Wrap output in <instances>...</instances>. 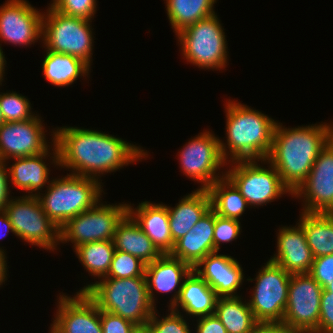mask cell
Returning a JSON list of instances; mask_svg holds the SVG:
<instances>
[{
    "label": "cell",
    "mask_w": 333,
    "mask_h": 333,
    "mask_svg": "<svg viewBox=\"0 0 333 333\" xmlns=\"http://www.w3.org/2000/svg\"><path fill=\"white\" fill-rule=\"evenodd\" d=\"M58 149V166L72 171L69 174L101 178L104 173L116 172L124 166L148 157L140 146L101 131L63 126L54 129Z\"/></svg>",
    "instance_id": "obj_1"
},
{
    "label": "cell",
    "mask_w": 333,
    "mask_h": 333,
    "mask_svg": "<svg viewBox=\"0 0 333 333\" xmlns=\"http://www.w3.org/2000/svg\"><path fill=\"white\" fill-rule=\"evenodd\" d=\"M333 124L321 123L295 128H285L276 123L272 148L267 157L292 192L308 177L320 151L329 142Z\"/></svg>",
    "instance_id": "obj_2"
},
{
    "label": "cell",
    "mask_w": 333,
    "mask_h": 333,
    "mask_svg": "<svg viewBox=\"0 0 333 333\" xmlns=\"http://www.w3.org/2000/svg\"><path fill=\"white\" fill-rule=\"evenodd\" d=\"M225 105L227 145L219 140L224 161L266 160L277 121L235 100Z\"/></svg>",
    "instance_id": "obj_3"
},
{
    "label": "cell",
    "mask_w": 333,
    "mask_h": 333,
    "mask_svg": "<svg viewBox=\"0 0 333 333\" xmlns=\"http://www.w3.org/2000/svg\"><path fill=\"white\" fill-rule=\"evenodd\" d=\"M78 292H85L100 310L118 315L140 329L156 310L148 295L146 277L102 278Z\"/></svg>",
    "instance_id": "obj_4"
},
{
    "label": "cell",
    "mask_w": 333,
    "mask_h": 333,
    "mask_svg": "<svg viewBox=\"0 0 333 333\" xmlns=\"http://www.w3.org/2000/svg\"><path fill=\"white\" fill-rule=\"evenodd\" d=\"M102 182L94 178L67 174L46 186L37 198L45 214L59 228L71 218L94 207L102 200ZM42 195V196H41Z\"/></svg>",
    "instance_id": "obj_5"
},
{
    "label": "cell",
    "mask_w": 333,
    "mask_h": 333,
    "mask_svg": "<svg viewBox=\"0 0 333 333\" xmlns=\"http://www.w3.org/2000/svg\"><path fill=\"white\" fill-rule=\"evenodd\" d=\"M182 56L201 69H225L227 40L217 13L197 21L177 35Z\"/></svg>",
    "instance_id": "obj_6"
},
{
    "label": "cell",
    "mask_w": 333,
    "mask_h": 333,
    "mask_svg": "<svg viewBox=\"0 0 333 333\" xmlns=\"http://www.w3.org/2000/svg\"><path fill=\"white\" fill-rule=\"evenodd\" d=\"M48 7L42 20L44 48L77 57L91 66L94 43L92 20L67 16Z\"/></svg>",
    "instance_id": "obj_7"
},
{
    "label": "cell",
    "mask_w": 333,
    "mask_h": 333,
    "mask_svg": "<svg viewBox=\"0 0 333 333\" xmlns=\"http://www.w3.org/2000/svg\"><path fill=\"white\" fill-rule=\"evenodd\" d=\"M234 161L225 176L235 185L249 206H263L292 192L283 184L275 167L267 160ZM234 165V166H233Z\"/></svg>",
    "instance_id": "obj_8"
},
{
    "label": "cell",
    "mask_w": 333,
    "mask_h": 333,
    "mask_svg": "<svg viewBox=\"0 0 333 333\" xmlns=\"http://www.w3.org/2000/svg\"><path fill=\"white\" fill-rule=\"evenodd\" d=\"M5 212L18 238L49 251L60 244V229L45 214L37 196L11 199Z\"/></svg>",
    "instance_id": "obj_9"
},
{
    "label": "cell",
    "mask_w": 333,
    "mask_h": 333,
    "mask_svg": "<svg viewBox=\"0 0 333 333\" xmlns=\"http://www.w3.org/2000/svg\"><path fill=\"white\" fill-rule=\"evenodd\" d=\"M128 204H103L69 219L60 229V242L73 244L74 249L82 244L113 240L117 224L127 214Z\"/></svg>",
    "instance_id": "obj_10"
},
{
    "label": "cell",
    "mask_w": 333,
    "mask_h": 333,
    "mask_svg": "<svg viewBox=\"0 0 333 333\" xmlns=\"http://www.w3.org/2000/svg\"><path fill=\"white\" fill-rule=\"evenodd\" d=\"M255 277L248 304L258 322H282L291 273L268 260Z\"/></svg>",
    "instance_id": "obj_11"
},
{
    "label": "cell",
    "mask_w": 333,
    "mask_h": 333,
    "mask_svg": "<svg viewBox=\"0 0 333 333\" xmlns=\"http://www.w3.org/2000/svg\"><path fill=\"white\" fill-rule=\"evenodd\" d=\"M199 134L182 147L178 157L183 174L201 183L198 189L207 190L225 176V172H216L228 164L221 155L220 138L207 130Z\"/></svg>",
    "instance_id": "obj_12"
},
{
    "label": "cell",
    "mask_w": 333,
    "mask_h": 333,
    "mask_svg": "<svg viewBox=\"0 0 333 333\" xmlns=\"http://www.w3.org/2000/svg\"><path fill=\"white\" fill-rule=\"evenodd\" d=\"M323 287L308 273L291 274L283 323L297 332H317Z\"/></svg>",
    "instance_id": "obj_13"
},
{
    "label": "cell",
    "mask_w": 333,
    "mask_h": 333,
    "mask_svg": "<svg viewBox=\"0 0 333 333\" xmlns=\"http://www.w3.org/2000/svg\"><path fill=\"white\" fill-rule=\"evenodd\" d=\"M292 197L304 198L303 212L333 214V146L329 142Z\"/></svg>",
    "instance_id": "obj_14"
},
{
    "label": "cell",
    "mask_w": 333,
    "mask_h": 333,
    "mask_svg": "<svg viewBox=\"0 0 333 333\" xmlns=\"http://www.w3.org/2000/svg\"><path fill=\"white\" fill-rule=\"evenodd\" d=\"M42 20L43 14L28 1L7 0L0 6V40L16 46L31 45L42 39Z\"/></svg>",
    "instance_id": "obj_15"
},
{
    "label": "cell",
    "mask_w": 333,
    "mask_h": 333,
    "mask_svg": "<svg viewBox=\"0 0 333 333\" xmlns=\"http://www.w3.org/2000/svg\"><path fill=\"white\" fill-rule=\"evenodd\" d=\"M39 115L19 122H4L0 126V160L22 158L45 152L53 143L47 142ZM51 143V145L47 144Z\"/></svg>",
    "instance_id": "obj_16"
},
{
    "label": "cell",
    "mask_w": 333,
    "mask_h": 333,
    "mask_svg": "<svg viewBox=\"0 0 333 333\" xmlns=\"http://www.w3.org/2000/svg\"><path fill=\"white\" fill-rule=\"evenodd\" d=\"M58 299L49 333H103L100 309L85 292L73 297L62 294Z\"/></svg>",
    "instance_id": "obj_17"
},
{
    "label": "cell",
    "mask_w": 333,
    "mask_h": 333,
    "mask_svg": "<svg viewBox=\"0 0 333 333\" xmlns=\"http://www.w3.org/2000/svg\"><path fill=\"white\" fill-rule=\"evenodd\" d=\"M193 271L215 291L218 298L238 296L237 290L245 279L237 259L218 254V251L208 254L193 267Z\"/></svg>",
    "instance_id": "obj_18"
},
{
    "label": "cell",
    "mask_w": 333,
    "mask_h": 333,
    "mask_svg": "<svg viewBox=\"0 0 333 333\" xmlns=\"http://www.w3.org/2000/svg\"><path fill=\"white\" fill-rule=\"evenodd\" d=\"M192 270L188 263L170 254H162L158 259L146 264L145 277L151 303L156 307L153 290L161 294L172 293L175 290L170 299L169 308H171L179 297L184 279Z\"/></svg>",
    "instance_id": "obj_19"
},
{
    "label": "cell",
    "mask_w": 333,
    "mask_h": 333,
    "mask_svg": "<svg viewBox=\"0 0 333 333\" xmlns=\"http://www.w3.org/2000/svg\"><path fill=\"white\" fill-rule=\"evenodd\" d=\"M277 251L270 261L280 265L291 274L309 273L314 256L307 244L303 228L296 226H283L277 234Z\"/></svg>",
    "instance_id": "obj_20"
},
{
    "label": "cell",
    "mask_w": 333,
    "mask_h": 333,
    "mask_svg": "<svg viewBox=\"0 0 333 333\" xmlns=\"http://www.w3.org/2000/svg\"><path fill=\"white\" fill-rule=\"evenodd\" d=\"M51 139L53 146L49 147L45 152H42L38 155L26 156L22 158H14L15 163L13 162L9 169V180L15 188L19 190H24L26 193H29L30 196L38 195V191L42 190L46 183L50 182L49 179V168L47 167L44 160L48 159L50 155V160L52 159V164L58 167V149L54 142V130ZM53 149L50 153V149ZM50 154V155H49ZM49 180V181H48ZM28 191V192H27ZM35 192V193H34ZM37 192V194H36Z\"/></svg>",
    "instance_id": "obj_21"
},
{
    "label": "cell",
    "mask_w": 333,
    "mask_h": 333,
    "mask_svg": "<svg viewBox=\"0 0 333 333\" xmlns=\"http://www.w3.org/2000/svg\"><path fill=\"white\" fill-rule=\"evenodd\" d=\"M127 213L150 238L161 254H170L175 243L169 227L167 205L149 201L139 203L137 208L128 204Z\"/></svg>",
    "instance_id": "obj_22"
},
{
    "label": "cell",
    "mask_w": 333,
    "mask_h": 333,
    "mask_svg": "<svg viewBox=\"0 0 333 333\" xmlns=\"http://www.w3.org/2000/svg\"><path fill=\"white\" fill-rule=\"evenodd\" d=\"M215 212L210 208L206 214L175 242L170 255L188 263L192 268L208 254L214 252Z\"/></svg>",
    "instance_id": "obj_23"
},
{
    "label": "cell",
    "mask_w": 333,
    "mask_h": 333,
    "mask_svg": "<svg viewBox=\"0 0 333 333\" xmlns=\"http://www.w3.org/2000/svg\"><path fill=\"white\" fill-rule=\"evenodd\" d=\"M210 208V196L205 189L192 191L179 200L175 207L167 206L173 242L185 236Z\"/></svg>",
    "instance_id": "obj_24"
},
{
    "label": "cell",
    "mask_w": 333,
    "mask_h": 333,
    "mask_svg": "<svg viewBox=\"0 0 333 333\" xmlns=\"http://www.w3.org/2000/svg\"><path fill=\"white\" fill-rule=\"evenodd\" d=\"M217 298L215 291L192 270L184 279L179 297L171 309L179 312L178 308H182L190 317L212 315Z\"/></svg>",
    "instance_id": "obj_25"
},
{
    "label": "cell",
    "mask_w": 333,
    "mask_h": 333,
    "mask_svg": "<svg viewBox=\"0 0 333 333\" xmlns=\"http://www.w3.org/2000/svg\"><path fill=\"white\" fill-rule=\"evenodd\" d=\"M113 243L116 250L138 257L145 264L162 255L128 213L117 224Z\"/></svg>",
    "instance_id": "obj_26"
},
{
    "label": "cell",
    "mask_w": 333,
    "mask_h": 333,
    "mask_svg": "<svg viewBox=\"0 0 333 333\" xmlns=\"http://www.w3.org/2000/svg\"><path fill=\"white\" fill-rule=\"evenodd\" d=\"M42 70L49 83L64 87L72 85L80 76L88 77L90 66L83 60L69 54L46 50Z\"/></svg>",
    "instance_id": "obj_27"
},
{
    "label": "cell",
    "mask_w": 333,
    "mask_h": 333,
    "mask_svg": "<svg viewBox=\"0 0 333 333\" xmlns=\"http://www.w3.org/2000/svg\"><path fill=\"white\" fill-rule=\"evenodd\" d=\"M298 224L314 258L333 254V214L302 212Z\"/></svg>",
    "instance_id": "obj_28"
},
{
    "label": "cell",
    "mask_w": 333,
    "mask_h": 333,
    "mask_svg": "<svg viewBox=\"0 0 333 333\" xmlns=\"http://www.w3.org/2000/svg\"><path fill=\"white\" fill-rule=\"evenodd\" d=\"M242 299L241 296L217 298L214 314L227 333H248L258 322L248 301Z\"/></svg>",
    "instance_id": "obj_29"
},
{
    "label": "cell",
    "mask_w": 333,
    "mask_h": 333,
    "mask_svg": "<svg viewBox=\"0 0 333 333\" xmlns=\"http://www.w3.org/2000/svg\"><path fill=\"white\" fill-rule=\"evenodd\" d=\"M211 209L218 216L239 220L250 207L235 185L226 177L217 180L207 189Z\"/></svg>",
    "instance_id": "obj_30"
},
{
    "label": "cell",
    "mask_w": 333,
    "mask_h": 333,
    "mask_svg": "<svg viewBox=\"0 0 333 333\" xmlns=\"http://www.w3.org/2000/svg\"><path fill=\"white\" fill-rule=\"evenodd\" d=\"M166 13L177 35L199 20L215 14L216 0H166Z\"/></svg>",
    "instance_id": "obj_31"
},
{
    "label": "cell",
    "mask_w": 333,
    "mask_h": 333,
    "mask_svg": "<svg viewBox=\"0 0 333 333\" xmlns=\"http://www.w3.org/2000/svg\"><path fill=\"white\" fill-rule=\"evenodd\" d=\"M74 250L79 262L91 276L98 279L107 276L116 250L113 240L82 244Z\"/></svg>",
    "instance_id": "obj_32"
},
{
    "label": "cell",
    "mask_w": 333,
    "mask_h": 333,
    "mask_svg": "<svg viewBox=\"0 0 333 333\" xmlns=\"http://www.w3.org/2000/svg\"><path fill=\"white\" fill-rule=\"evenodd\" d=\"M0 108L4 122L26 121L37 115L32 113L28 98L16 91L0 93Z\"/></svg>",
    "instance_id": "obj_33"
},
{
    "label": "cell",
    "mask_w": 333,
    "mask_h": 333,
    "mask_svg": "<svg viewBox=\"0 0 333 333\" xmlns=\"http://www.w3.org/2000/svg\"><path fill=\"white\" fill-rule=\"evenodd\" d=\"M146 264L138 257L127 252L115 250L111 267L104 278H134L145 277Z\"/></svg>",
    "instance_id": "obj_34"
},
{
    "label": "cell",
    "mask_w": 333,
    "mask_h": 333,
    "mask_svg": "<svg viewBox=\"0 0 333 333\" xmlns=\"http://www.w3.org/2000/svg\"><path fill=\"white\" fill-rule=\"evenodd\" d=\"M169 310L170 314L159 319L156 309L144 329L148 333H191L189 323L184 319L183 314L171 308Z\"/></svg>",
    "instance_id": "obj_35"
},
{
    "label": "cell",
    "mask_w": 333,
    "mask_h": 333,
    "mask_svg": "<svg viewBox=\"0 0 333 333\" xmlns=\"http://www.w3.org/2000/svg\"><path fill=\"white\" fill-rule=\"evenodd\" d=\"M97 0H53L49 6L67 16L91 20L96 14Z\"/></svg>",
    "instance_id": "obj_36"
},
{
    "label": "cell",
    "mask_w": 333,
    "mask_h": 333,
    "mask_svg": "<svg viewBox=\"0 0 333 333\" xmlns=\"http://www.w3.org/2000/svg\"><path fill=\"white\" fill-rule=\"evenodd\" d=\"M241 223L239 220L224 218L215 214L214 223V252L220 250V244L232 242L237 239L239 234H241Z\"/></svg>",
    "instance_id": "obj_37"
},
{
    "label": "cell",
    "mask_w": 333,
    "mask_h": 333,
    "mask_svg": "<svg viewBox=\"0 0 333 333\" xmlns=\"http://www.w3.org/2000/svg\"><path fill=\"white\" fill-rule=\"evenodd\" d=\"M103 333H137L140 328L132 322L111 312L100 310Z\"/></svg>",
    "instance_id": "obj_38"
},
{
    "label": "cell",
    "mask_w": 333,
    "mask_h": 333,
    "mask_svg": "<svg viewBox=\"0 0 333 333\" xmlns=\"http://www.w3.org/2000/svg\"><path fill=\"white\" fill-rule=\"evenodd\" d=\"M308 274L324 289L333 281V254L314 258Z\"/></svg>",
    "instance_id": "obj_39"
},
{
    "label": "cell",
    "mask_w": 333,
    "mask_h": 333,
    "mask_svg": "<svg viewBox=\"0 0 333 333\" xmlns=\"http://www.w3.org/2000/svg\"><path fill=\"white\" fill-rule=\"evenodd\" d=\"M318 333H333V296L324 289L321 295Z\"/></svg>",
    "instance_id": "obj_40"
},
{
    "label": "cell",
    "mask_w": 333,
    "mask_h": 333,
    "mask_svg": "<svg viewBox=\"0 0 333 333\" xmlns=\"http://www.w3.org/2000/svg\"><path fill=\"white\" fill-rule=\"evenodd\" d=\"M197 318L196 333H227L226 328L215 314Z\"/></svg>",
    "instance_id": "obj_41"
},
{
    "label": "cell",
    "mask_w": 333,
    "mask_h": 333,
    "mask_svg": "<svg viewBox=\"0 0 333 333\" xmlns=\"http://www.w3.org/2000/svg\"><path fill=\"white\" fill-rule=\"evenodd\" d=\"M6 161L0 160V211H5L6 206L9 204L12 198H10V192L8 185L9 169Z\"/></svg>",
    "instance_id": "obj_42"
},
{
    "label": "cell",
    "mask_w": 333,
    "mask_h": 333,
    "mask_svg": "<svg viewBox=\"0 0 333 333\" xmlns=\"http://www.w3.org/2000/svg\"><path fill=\"white\" fill-rule=\"evenodd\" d=\"M248 333H298L283 322H257Z\"/></svg>",
    "instance_id": "obj_43"
},
{
    "label": "cell",
    "mask_w": 333,
    "mask_h": 333,
    "mask_svg": "<svg viewBox=\"0 0 333 333\" xmlns=\"http://www.w3.org/2000/svg\"><path fill=\"white\" fill-rule=\"evenodd\" d=\"M3 226V227H2ZM0 228H1V230H3L2 228H4V232L5 233H3V231L1 232L0 231V240L4 237H6V235L9 233V232H12V233H14V235H15V232H14V229H13V227H12V224H11V222H10V219H9V217H8V215H7V213L5 212V211H0ZM2 233V234H1ZM0 251H4L3 249H2V247H0Z\"/></svg>",
    "instance_id": "obj_44"
},
{
    "label": "cell",
    "mask_w": 333,
    "mask_h": 333,
    "mask_svg": "<svg viewBox=\"0 0 333 333\" xmlns=\"http://www.w3.org/2000/svg\"><path fill=\"white\" fill-rule=\"evenodd\" d=\"M5 251H0V285L4 284L7 280V262H6V255ZM4 282V283H3Z\"/></svg>",
    "instance_id": "obj_45"
},
{
    "label": "cell",
    "mask_w": 333,
    "mask_h": 333,
    "mask_svg": "<svg viewBox=\"0 0 333 333\" xmlns=\"http://www.w3.org/2000/svg\"><path fill=\"white\" fill-rule=\"evenodd\" d=\"M6 60H5V54H3V50L0 49V85L2 86L3 82V76H5V65H6Z\"/></svg>",
    "instance_id": "obj_46"
},
{
    "label": "cell",
    "mask_w": 333,
    "mask_h": 333,
    "mask_svg": "<svg viewBox=\"0 0 333 333\" xmlns=\"http://www.w3.org/2000/svg\"><path fill=\"white\" fill-rule=\"evenodd\" d=\"M325 291L329 292L330 293V296H333V281L328 284L325 288H324Z\"/></svg>",
    "instance_id": "obj_47"
},
{
    "label": "cell",
    "mask_w": 333,
    "mask_h": 333,
    "mask_svg": "<svg viewBox=\"0 0 333 333\" xmlns=\"http://www.w3.org/2000/svg\"><path fill=\"white\" fill-rule=\"evenodd\" d=\"M4 123V118L2 116L1 108H0V126Z\"/></svg>",
    "instance_id": "obj_48"
},
{
    "label": "cell",
    "mask_w": 333,
    "mask_h": 333,
    "mask_svg": "<svg viewBox=\"0 0 333 333\" xmlns=\"http://www.w3.org/2000/svg\"><path fill=\"white\" fill-rule=\"evenodd\" d=\"M329 143L333 146V130H332L330 138H329Z\"/></svg>",
    "instance_id": "obj_49"
},
{
    "label": "cell",
    "mask_w": 333,
    "mask_h": 333,
    "mask_svg": "<svg viewBox=\"0 0 333 333\" xmlns=\"http://www.w3.org/2000/svg\"><path fill=\"white\" fill-rule=\"evenodd\" d=\"M137 333H148L145 329H140Z\"/></svg>",
    "instance_id": "obj_50"
},
{
    "label": "cell",
    "mask_w": 333,
    "mask_h": 333,
    "mask_svg": "<svg viewBox=\"0 0 333 333\" xmlns=\"http://www.w3.org/2000/svg\"><path fill=\"white\" fill-rule=\"evenodd\" d=\"M298 333H317V332L312 331V332H298Z\"/></svg>",
    "instance_id": "obj_51"
}]
</instances>
